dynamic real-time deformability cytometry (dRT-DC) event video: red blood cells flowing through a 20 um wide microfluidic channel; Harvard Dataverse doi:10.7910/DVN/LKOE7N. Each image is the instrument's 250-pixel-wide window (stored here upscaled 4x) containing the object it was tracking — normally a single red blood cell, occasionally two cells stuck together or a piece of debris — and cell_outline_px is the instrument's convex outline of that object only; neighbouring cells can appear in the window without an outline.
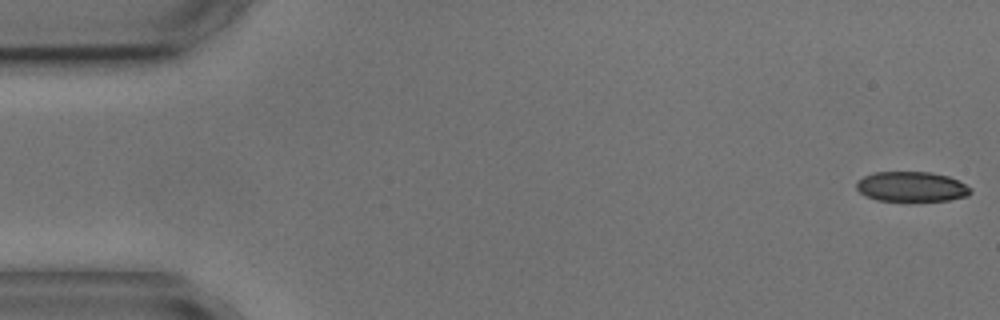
{"species": "common noctule bat (a hibernating species)", "species_latin": "Nyctalus noctula", "temperature_condition": "cold", "stored_images_in_passage": 4, "camera_frame_rate_fps": 3000, "um_per_image_px": 0.085, "animal": {"sex": "male", "body_mass_g": 17.9, "forearm_length_mm": 54.2}, "frame": {"image": 1, "passage_image": 1, "time_ms": 0.0, "image_size_px": [1000, 320], "cell_outline_px": [[972, 192], [968, 196], [948, 200], [876, 200], [864, 196], [856, 188], [856, 180], [872, 172], [932, 172], [948, 176], [972, 188]], "centroid_in_image_um": [77.45, 15.85], "position_along_channel_um": 7.6, "area_um2": 19.94}}
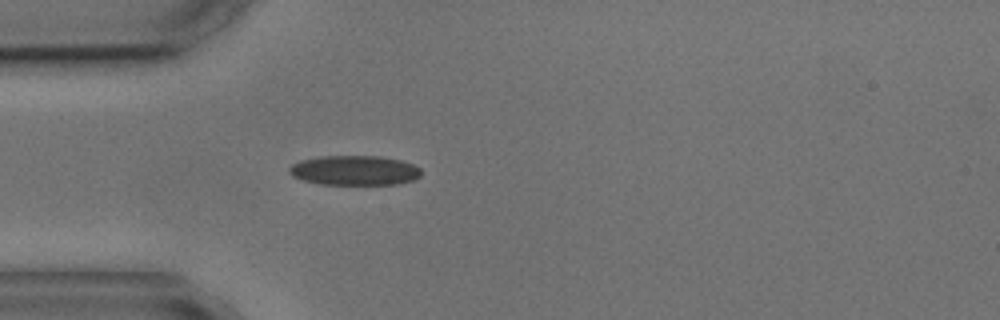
{"frame": {"image": 2, "passage_image": 4, "time_ms": 4.667, "image_size_px": [1000, 320], "cell_outline_px": [[420, 176], [412, 180], [396, 184], [320, 184], [300, 180], [292, 176], [288, 172], [288, 168], [292, 164], [300, 160], [320, 156], [380, 156], [400, 160], [412, 164], [420, 168]], "centroid_in_image_um": [30.08, 14.48], "position_along_channel_um": 54.9, "area_um2": 22.89}}